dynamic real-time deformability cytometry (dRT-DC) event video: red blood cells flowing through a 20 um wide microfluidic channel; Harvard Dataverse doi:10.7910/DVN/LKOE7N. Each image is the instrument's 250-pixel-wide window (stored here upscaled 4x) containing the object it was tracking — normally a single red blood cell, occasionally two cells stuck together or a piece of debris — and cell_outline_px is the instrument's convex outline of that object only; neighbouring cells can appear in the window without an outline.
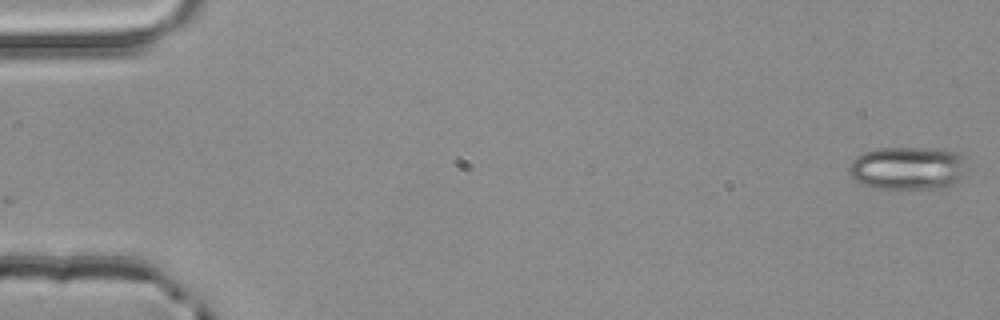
{"species": "common noctule bat (a hibernating species)", "species_latin": "Nyctalus noctula", "temperature_condition": "room temperature", "stored_images_in_passage": 4, "camera_frame_rate_fps": 3000, "um_per_image_px": 0.085, "animal": {"sex": "male", "body_mass_g": 20.4}, "frame": {"image": 1, "passage_image": 1, "time_ms": 0.0, "image_size_px": [1000, 320], "cell_outline_px": [[968, 172], [952, 184], [944, 188], [876, 188], [860, 184], [848, 172], [848, 168], [852, 160], [856, 156], [864, 152], [876, 148], [940, 148], [960, 152], [964, 160]], "centroid_in_image_um": [77.18, 14.27], "position_along_channel_um": 7.8, "area_um2": 30.0}}